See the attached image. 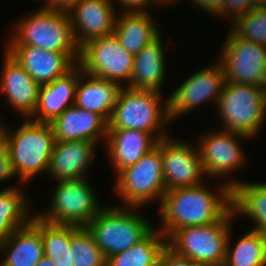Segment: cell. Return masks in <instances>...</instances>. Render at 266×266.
Wrapping results in <instances>:
<instances>
[{"mask_svg":"<svg viewBox=\"0 0 266 266\" xmlns=\"http://www.w3.org/2000/svg\"><path fill=\"white\" fill-rule=\"evenodd\" d=\"M234 217L231 208L215 223L180 228L167 239V245L194 263L223 265Z\"/></svg>","mask_w":266,"mask_h":266,"instance_id":"obj_7","label":"cell"},{"mask_svg":"<svg viewBox=\"0 0 266 266\" xmlns=\"http://www.w3.org/2000/svg\"><path fill=\"white\" fill-rule=\"evenodd\" d=\"M167 238L155 227L136 245L107 259V266H158Z\"/></svg>","mask_w":266,"mask_h":266,"instance_id":"obj_28","label":"cell"},{"mask_svg":"<svg viewBox=\"0 0 266 266\" xmlns=\"http://www.w3.org/2000/svg\"><path fill=\"white\" fill-rule=\"evenodd\" d=\"M233 22L230 29L239 38L266 46V6L253 8Z\"/></svg>","mask_w":266,"mask_h":266,"instance_id":"obj_31","label":"cell"},{"mask_svg":"<svg viewBox=\"0 0 266 266\" xmlns=\"http://www.w3.org/2000/svg\"><path fill=\"white\" fill-rule=\"evenodd\" d=\"M44 5L39 7L46 10H57L68 12V0H42Z\"/></svg>","mask_w":266,"mask_h":266,"instance_id":"obj_38","label":"cell"},{"mask_svg":"<svg viewBox=\"0 0 266 266\" xmlns=\"http://www.w3.org/2000/svg\"><path fill=\"white\" fill-rule=\"evenodd\" d=\"M123 86L82 71L76 86L75 105L99 114L108 122Z\"/></svg>","mask_w":266,"mask_h":266,"instance_id":"obj_23","label":"cell"},{"mask_svg":"<svg viewBox=\"0 0 266 266\" xmlns=\"http://www.w3.org/2000/svg\"><path fill=\"white\" fill-rule=\"evenodd\" d=\"M219 53L225 82L266 87V46L239 38L231 29Z\"/></svg>","mask_w":266,"mask_h":266,"instance_id":"obj_11","label":"cell"},{"mask_svg":"<svg viewBox=\"0 0 266 266\" xmlns=\"http://www.w3.org/2000/svg\"><path fill=\"white\" fill-rule=\"evenodd\" d=\"M115 177L117 180L115 179L114 191L124 201V207H141L153 200L161 203L166 189L160 140L156 147Z\"/></svg>","mask_w":266,"mask_h":266,"instance_id":"obj_8","label":"cell"},{"mask_svg":"<svg viewBox=\"0 0 266 266\" xmlns=\"http://www.w3.org/2000/svg\"><path fill=\"white\" fill-rule=\"evenodd\" d=\"M71 265L107 266V259L86 226L71 225Z\"/></svg>","mask_w":266,"mask_h":266,"instance_id":"obj_30","label":"cell"},{"mask_svg":"<svg viewBox=\"0 0 266 266\" xmlns=\"http://www.w3.org/2000/svg\"><path fill=\"white\" fill-rule=\"evenodd\" d=\"M51 260L55 266H73L71 265V252L62 255H44Z\"/></svg>","mask_w":266,"mask_h":266,"instance_id":"obj_39","label":"cell"},{"mask_svg":"<svg viewBox=\"0 0 266 266\" xmlns=\"http://www.w3.org/2000/svg\"><path fill=\"white\" fill-rule=\"evenodd\" d=\"M194 262L176 253L168 245L163 249L158 266H193Z\"/></svg>","mask_w":266,"mask_h":266,"instance_id":"obj_34","label":"cell"},{"mask_svg":"<svg viewBox=\"0 0 266 266\" xmlns=\"http://www.w3.org/2000/svg\"><path fill=\"white\" fill-rule=\"evenodd\" d=\"M12 177H15V173L12 167L10 152L7 145L0 138V182L7 181Z\"/></svg>","mask_w":266,"mask_h":266,"instance_id":"obj_35","label":"cell"},{"mask_svg":"<svg viewBox=\"0 0 266 266\" xmlns=\"http://www.w3.org/2000/svg\"><path fill=\"white\" fill-rule=\"evenodd\" d=\"M162 98L156 90L123 86L108 121V129L140 130L154 134L159 140L168 137L169 133H165V126L171 123L168 99Z\"/></svg>","mask_w":266,"mask_h":266,"instance_id":"obj_3","label":"cell"},{"mask_svg":"<svg viewBox=\"0 0 266 266\" xmlns=\"http://www.w3.org/2000/svg\"><path fill=\"white\" fill-rule=\"evenodd\" d=\"M156 25L148 12H119L115 20L114 35L129 53L136 55L161 34Z\"/></svg>","mask_w":266,"mask_h":266,"instance_id":"obj_25","label":"cell"},{"mask_svg":"<svg viewBox=\"0 0 266 266\" xmlns=\"http://www.w3.org/2000/svg\"><path fill=\"white\" fill-rule=\"evenodd\" d=\"M138 209V210H137ZM139 207L104 206L86 225L106 259L141 241L154 227Z\"/></svg>","mask_w":266,"mask_h":266,"instance_id":"obj_4","label":"cell"},{"mask_svg":"<svg viewBox=\"0 0 266 266\" xmlns=\"http://www.w3.org/2000/svg\"><path fill=\"white\" fill-rule=\"evenodd\" d=\"M5 51L17 61L40 86L67 74L77 64L79 53L45 51L34 46H5Z\"/></svg>","mask_w":266,"mask_h":266,"instance_id":"obj_15","label":"cell"},{"mask_svg":"<svg viewBox=\"0 0 266 266\" xmlns=\"http://www.w3.org/2000/svg\"><path fill=\"white\" fill-rule=\"evenodd\" d=\"M6 253L0 266H35L44 256L41 237V219L35 215L32 220L17 228L0 243V253Z\"/></svg>","mask_w":266,"mask_h":266,"instance_id":"obj_22","label":"cell"},{"mask_svg":"<svg viewBox=\"0 0 266 266\" xmlns=\"http://www.w3.org/2000/svg\"><path fill=\"white\" fill-rule=\"evenodd\" d=\"M170 136L160 139L165 189L195 186L206 178L198 147ZM204 176V177H203Z\"/></svg>","mask_w":266,"mask_h":266,"instance_id":"obj_14","label":"cell"},{"mask_svg":"<svg viewBox=\"0 0 266 266\" xmlns=\"http://www.w3.org/2000/svg\"><path fill=\"white\" fill-rule=\"evenodd\" d=\"M3 54L0 93L3 92L6 102L27 119L36 109L40 85L5 50Z\"/></svg>","mask_w":266,"mask_h":266,"instance_id":"obj_17","label":"cell"},{"mask_svg":"<svg viewBox=\"0 0 266 266\" xmlns=\"http://www.w3.org/2000/svg\"><path fill=\"white\" fill-rule=\"evenodd\" d=\"M224 83V71L219 61L192 74L167 98L171 123L210 99L215 101L216 106Z\"/></svg>","mask_w":266,"mask_h":266,"instance_id":"obj_12","label":"cell"},{"mask_svg":"<svg viewBox=\"0 0 266 266\" xmlns=\"http://www.w3.org/2000/svg\"><path fill=\"white\" fill-rule=\"evenodd\" d=\"M115 11L112 0H77L68 14L78 47L95 38L114 34Z\"/></svg>","mask_w":266,"mask_h":266,"instance_id":"obj_16","label":"cell"},{"mask_svg":"<svg viewBox=\"0 0 266 266\" xmlns=\"http://www.w3.org/2000/svg\"><path fill=\"white\" fill-rule=\"evenodd\" d=\"M223 129L257 135L266 117V87L225 82L216 106Z\"/></svg>","mask_w":266,"mask_h":266,"instance_id":"obj_6","label":"cell"},{"mask_svg":"<svg viewBox=\"0 0 266 266\" xmlns=\"http://www.w3.org/2000/svg\"><path fill=\"white\" fill-rule=\"evenodd\" d=\"M198 8L210 15L222 17L224 0H191ZM218 15V16H217Z\"/></svg>","mask_w":266,"mask_h":266,"instance_id":"obj_37","label":"cell"},{"mask_svg":"<svg viewBox=\"0 0 266 266\" xmlns=\"http://www.w3.org/2000/svg\"><path fill=\"white\" fill-rule=\"evenodd\" d=\"M231 234L227 241L225 266H266V235L251 229L247 234L231 244Z\"/></svg>","mask_w":266,"mask_h":266,"instance_id":"obj_29","label":"cell"},{"mask_svg":"<svg viewBox=\"0 0 266 266\" xmlns=\"http://www.w3.org/2000/svg\"><path fill=\"white\" fill-rule=\"evenodd\" d=\"M41 237L44 255L68 254L71 243V225L52 224L41 219Z\"/></svg>","mask_w":266,"mask_h":266,"instance_id":"obj_32","label":"cell"},{"mask_svg":"<svg viewBox=\"0 0 266 266\" xmlns=\"http://www.w3.org/2000/svg\"><path fill=\"white\" fill-rule=\"evenodd\" d=\"M35 266H55L49 258L43 256Z\"/></svg>","mask_w":266,"mask_h":266,"instance_id":"obj_40","label":"cell"},{"mask_svg":"<svg viewBox=\"0 0 266 266\" xmlns=\"http://www.w3.org/2000/svg\"><path fill=\"white\" fill-rule=\"evenodd\" d=\"M203 184L167 190L163 195L160 231L167 239L180 228L215 223L232 208V188L226 182L217 192Z\"/></svg>","mask_w":266,"mask_h":266,"instance_id":"obj_1","label":"cell"},{"mask_svg":"<svg viewBox=\"0 0 266 266\" xmlns=\"http://www.w3.org/2000/svg\"><path fill=\"white\" fill-rule=\"evenodd\" d=\"M161 34L134 55L131 89L156 90L161 92L165 80V53Z\"/></svg>","mask_w":266,"mask_h":266,"instance_id":"obj_24","label":"cell"},{"mask_svg":"<svg viewBox=\"0 0 266 266\" xmlns=\"http://www.w3.org/2000/svg\"><path fill=\"white\" fill-rule=\"evenodd\" d=\"M134 55L129 53L114 35L88 41L79 48L78 65L82 71L120 85H129Z\"/></svg>","mask_w":266,"mask_h":266,"instance_id":"obj_10","label":"cell"},{"mask_svg":"<svg viewBox=\"0 0 266 266\" xmlns=\"http://www.w3.org/2000/svg\"><path fill=\"white\" fill-rule=\"evenodd\" d=\"M95 146L97 143L87 140L56 141L47 175L56 181L87 178L96 157Z\"/></svg>","mask_w":266,"mask_h":266,"instance_id":"obj_18","label":"cell"},{"mask_svg":"<svg viewBox=\"0 0 266 266\" xmlns=\"http://www.w3.org/2000/svg\"><path fill=\"white\" fill-rule=\"evenodd\" d=\"M16 24L6 46H34L45 51L79 53L66 11L38 8Z\"/></svg>","mask_w":266,"mask_h":266,"instance_id":"obj_5","label":"cell"},{"mask_svg":"<svg viewBox=\"0 0 266 266\" xmlns=\"http://www.w3.org/2000/svg\"><path fill=\"white\" fill-rule=\"evenodd\" d=\"M250 1L253 8L266 6V0H250Z\"/></svg>","mask_w":266,"mask_h":266,"instance_id":"obj_41","label":"cell"},{"mask_svg":"<svg viewBox=\"0 0 266 266\" xmlns=\"http://www.w3.org/2000/svg\"><path fill=\"white\" fill-rule=\"evenodd\" d=\"M49 211L35 215L52 224L86 226L104 207L87 178L56 181Z\"/></svg>","mask_w":266,"mask_h":266,"instance_id":"obj_9","label":"cell"},{"mask_svg":"<svg viewBox=\"0 0 266 266\" xmlns=\"http://www.w3.org/2000/svg\"><path fill=\"white\" fill-rule=\"evenodd\" d=\"M9 128L0 118V138L8 147L19 181L23 184L37 174H47L56 143L51 124L27 118L16 130Z\"/></svg>","mask_w":266,"mask_h":266,"instance_id":"obj_2","label":"cell"},{"mask_svg":"<svg viewBox=\"0 0 266 266\" xmlns=\"http://www.w3.org/2000/svg\"><path fill=\"white\" fill-rule=\"evenodd\" d=\"M249 137L230 130L206 132L197 145L207 178L227 176L245 166L246 153L238 139Z\"/></svg>","mask_w":266,"mask_h":266,"instance_id":"obj_13","label":"cell"},{"mask_svg":"<svg viewBox=\"0 0 266 266\" xmlns=\"http://www.w3.org/2000/svg\"><path fill=\"white\" fill-rule=\"evenodd\" d=\"M232 188V209L235 216L239 214L251 218L256 224L254 230L266 235V183L226 181Z\"/></svg>","mask_w":266,"mask_h":266,"instance_id":"obj_26","label":"cell"},{"mask_svg":"<svg viewBox=\"0 0 266 266\" xmlns=\"http://www.w3.org/2000/svg\"><path fill=\"white\" fill-rule=\"evenodd\" d=\"M252 4L250 0H224L222 8V18L228 16L231 22L238 16L246 14L252 10Z\"/></svg>","mask_w":266,"mask_h":266,"instance_id":"obj_33","label":"cell"},{"mask_svg":"<svg viewBox=\"0 0 266 266\" xmlns=\"http://www.w3.org/2000/svg\"><path fill=\"white\" fill-rule=\"evenodd\" d=\"M158 141L154 134L140 130L108 129L104 146L115 176L156 147Z\"/></svg>","mask_w":266,"mask_h":266,"instance_id":"obj_20","label":"cell"},{"mask_svg":"<svg viewBox=\"0 0 266 266\" xmlns=\"http://www.w3.org/2000/svg\"><path fill=\"white\" fill-rule=\"evenodd\" d=\"M50 124L56 141L87 140L98 144L103 138L106 140L108 131V122L102 116L75 104Z\"/></svg>","mask_w":266,"mask_h":266,"instance_id":"obj_21","label":"cell"},{"mask_svg":"<svg viewBox=\"0 0 266 266\" xmlns=\"http://www.w3.org/2000/svg\"><path fill=\"white\" fill-rule=\"evenodd\" d=\"M193 266H219V265L210 264V263H194Z\"/></svg>","mask_w":266,"mask_h":266,"instance_id":"obj_42","label":"cell"},{"mask_svg":"<svg viewBox=\"0 0 266 266\" xmlns=\"http://www.w3.org/2000/svg\"><path fill=\"white\" fill-rule=\"evenodd\" d=\"M24 194L18 185L0 191V243L17 228L27 225L34 216Z\"/></svg>","mask_w":266,"mask_h":266,"instance_id":"obj_27","label":"cell"},{"mask_svg":"<svg viewBox=\"0 0 266 266\" xmlns=\"http://www.w3.org/2000/svg\"><path fill=\"white\" fill-rule=\"evenodd\" d=\"M80 75H82V69L77 64L67 74L49 84L40 86L38 103L29 119L50 124L68 107L74 105L76 86Z\"/></svg>","mask_w":266,"mask_h":266,"instance_id":"obj_19","label":"cell"},{"mask_svg":"<svg viewBox=\"0 0 266 266\" xmlns=\"http://www.w3.org/2000/svg\"><path fill=\"white\" fill-rule=\"evenodd\" d=\"M164 3V6H166L167 4H170L172 2H174L175 0H161ZM177 1V0H176ZM170 2V3H169ZM166 4V5H165Z\"/></svg>","mask_w":266,"mask_h":266,"instance_id":"obj_44","label":"cell"},{"mask_svg":"<svg viewBox=\"0 0 266 266\" xmlns=\"http://www.w3.org/2000/svg\"><path fill=\"white\" fill-rule=\"evenodd\" d=\"M113 3H117L121 8H124L122 10V13H147V11H144V8L146 10V7L150 4H159L162 6L164 4L161 0H112Z\"/></svg>","mask_w":266,"mask_h":266,"instance_id":"obj_36","label":"cell"},{"mask_svg":"<svg viewBox=\"0 0 266 266\" xmlns=\"http://www.w3.org/2000/svg\"><path fill=\"white\" fill-rule=\"evenodd\" d=\"M77 0H68V11L72 8L73 4L76 2Z\"/></svg>","mask_w":266,"mask_h":266,"instance_id":"obj_43","label":"cell"}]
</instances>
